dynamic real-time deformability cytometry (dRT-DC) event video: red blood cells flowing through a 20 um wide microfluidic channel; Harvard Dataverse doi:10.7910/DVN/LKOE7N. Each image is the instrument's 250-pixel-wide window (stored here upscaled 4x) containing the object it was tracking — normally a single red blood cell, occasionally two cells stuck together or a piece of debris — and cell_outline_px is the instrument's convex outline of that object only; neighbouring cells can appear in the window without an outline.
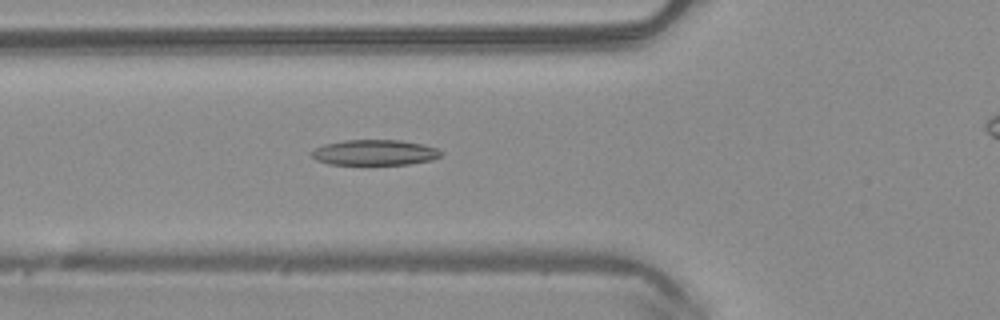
{"species": "common noctule bat (a hibernating species)", "species_latin": "Nyctalus noctula", "temperature_condition": "warm", "stored_images_in_passage": 36, "camera_frame_rate_fps": 3000, "um_per_image_px": 0.085, "animal": {"sex": "male", "body_mass_g": 20.4}, "frame": {"image": 1, "passage_image": 10, "time_ms": 3.0, "image_size_px": [1000, 320], "cell_outline_px": [[444, 152], [440, 156], [432, 160], [408, 164], [368, 168], [328, 164], [316, 160], [308, 152], [324, 144], [344, 140], [400, 140], [420, 144], [436, 148]], "centroid_in_image_um": [31.79, 13.02], "position_along_channel_um": 94.0, "area_um2": 20.35}}
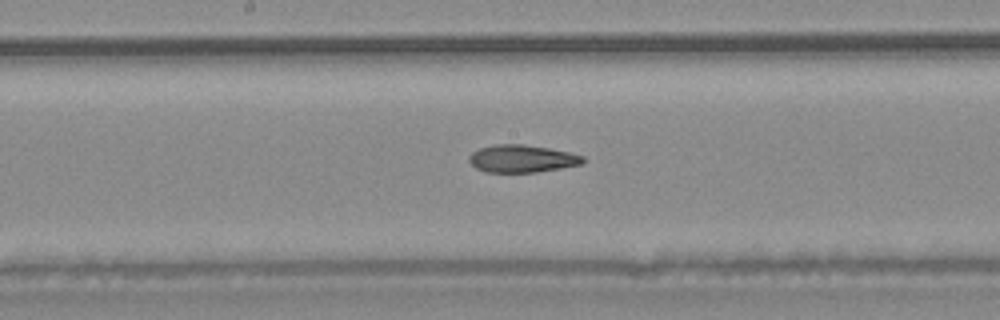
{"frame": {"image": 2, "passage_image": 18, "time_ms": 5.667, "image_size_px": [1000, 320], "cell_outline_px": [[584, 164], [536, 172], [484, 172], [476, 168], [468, 160], [468, 156], [472, 152], [480, 148], [496, 144], [524, 144], [548, 148], [568, 152], [584, 156]], "centroid_in_image_um": [44.35, 13.48], "position_along_channel_um": 203.8, "area_um2": 18.26}}
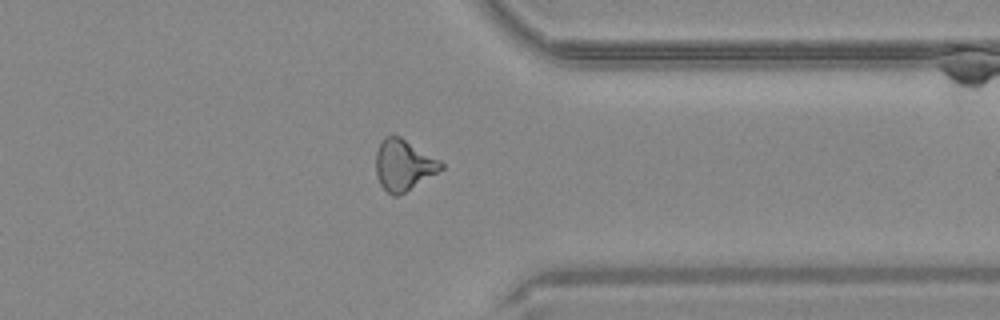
{"frame": {"image": 3, "passage_image": 31, "time_ms": 10.0, "image_size_px": [1000, 320], "cell_outline_px": [[444, 168], [404, 192], [396, 196], [392, 196], [380, 184], [376, 176], [376, 152], [380, 140], [384, 136], [400, 136], [440, 160], [444, 164]], "centroid_in_image_um": [34.28, 14.0], "position_along_channel_um": 377.1, "area_um2": 19.19}}